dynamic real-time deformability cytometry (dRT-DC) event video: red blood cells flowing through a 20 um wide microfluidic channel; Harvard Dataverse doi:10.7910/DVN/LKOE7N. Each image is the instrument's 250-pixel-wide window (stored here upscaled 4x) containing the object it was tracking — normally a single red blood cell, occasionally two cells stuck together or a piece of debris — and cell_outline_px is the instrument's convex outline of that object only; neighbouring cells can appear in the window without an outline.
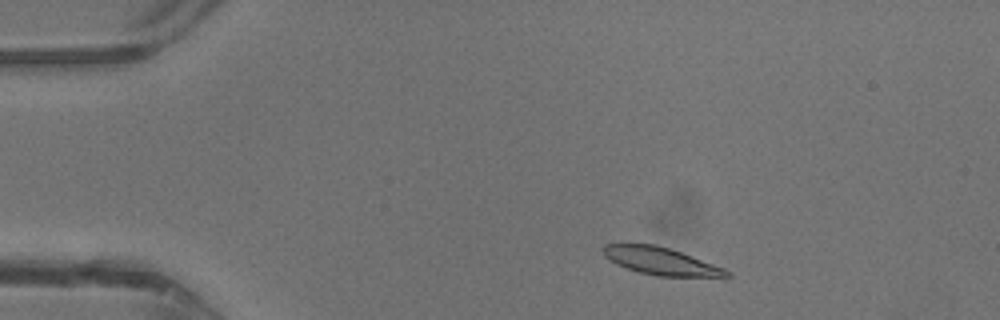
{"species": "common noctule bat (a hibernating species)", "species_latin": "Nyctalus noctula", "temperature_condition": "warm", "stored_images_in_passage": 40, "camera_frame_rate_fps": 3000, "um_per_image_px": 0.085, "animal": {"sex": "male", "body_mass_g": 13.3}, "frame": {"image": 1, "passage_image": 4, "time_ms": 1.0, "image_size_px": [1000, 320], "cell_outline_px": [[732, 276], [728, 280], [660, 276], [640, 272], [616, 264], [608, 260], [604, 256], [600, 248], [604, 244], [656, 244], [680, 252], [724, 268]], "centroid_in_image_um": [56.28, 22.24], "position_along_channel_um": 28.7, "area_um2": 20.4}}
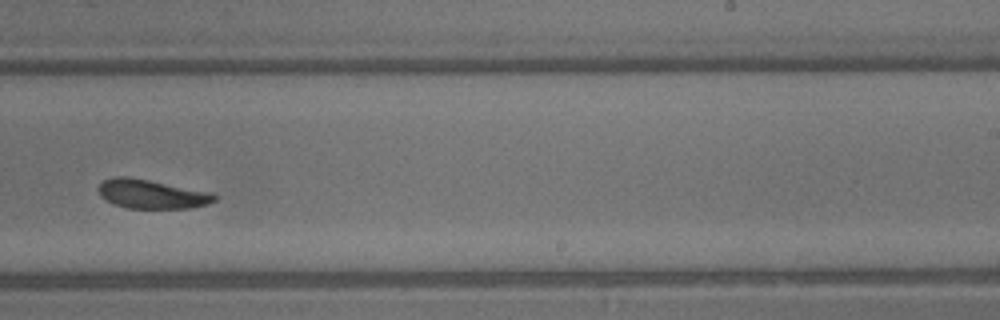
{"frame": {"image": 2, "passage_image": 24, "time_ms": 7.667, "image_size_px": [1000, 320], "cell_outline_px": [[216, 200], [208, 204], [192, 208], [128, 208], [112, 204], [104, 200], [100, 196], [96, 188], [104, 180], [116, 176], [128, 176], [212, 192], [216, 196]], "centroid_in_image_um": [12.86, 16.5], "position_along_channel_um": 276.1, "area_um2": 19.83}}
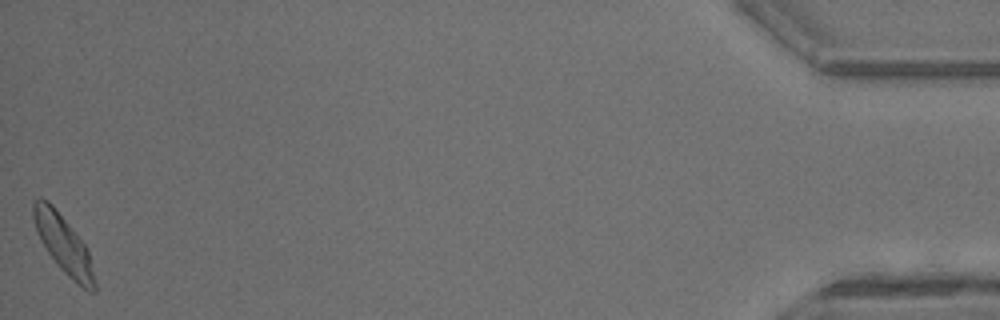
{"frame": {"image": 3, "passage_image": 40, "time_ms": 13.0, "image_size_px": [1000, 320], "cell_outline_px": [[96, 292], [88, 292], [72, 280], [60, 268], [48, 252], [36, 232], [32, 216], [32, 200], [40, 196], [48, 200], [52, 204], [88, 248], [96, 284]], "centroid_in_image_um": [5.38, 20.74], "position_along_channel_um": 429.8, "area_um2": 20.81}, "authors_computed_cell_mechanics": {"area_um2": 20.23, "velocity_mm_per_s": 4.7342, "shape_relaxation_time_tau1_ms": 2.1945, "shape_relaxation_time_tau2_ms": 4.4539, "deformation_change_tau1": 0.1136, "deformation_change_tau2": 0.1207}}